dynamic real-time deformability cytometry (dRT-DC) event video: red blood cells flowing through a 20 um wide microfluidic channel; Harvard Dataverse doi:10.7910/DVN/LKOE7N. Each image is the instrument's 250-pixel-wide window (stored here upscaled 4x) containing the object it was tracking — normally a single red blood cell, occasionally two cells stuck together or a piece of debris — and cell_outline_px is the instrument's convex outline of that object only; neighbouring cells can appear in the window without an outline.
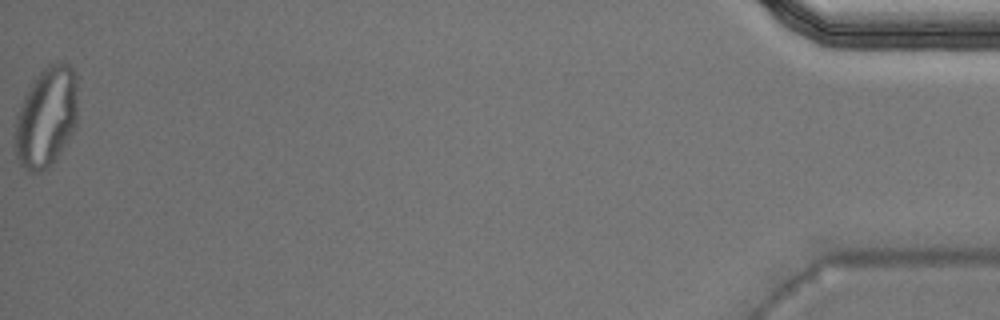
{"species": "Egyptian fruit bat (a non-hibernating species)", "species_latin": "Rousettus aegyptiacus", "temperature_condition": "warm", "stored_images_in_passage": 44, "segment_of_instrument_passage": [2, 2], "camera_frame_rate_fps": 3000, "um_per_image_px": 0.085, "animal": {"sex": "male"}, "frame": {"image": 1, "passage_image": 44, "time_ms": 14.333, "image_size_px": [1000, 320], "cell_outline_px": [[76, 128], [56, 160], [48, 168], [40, 172], [28, 172], [20, 164], [16, 156], [16, 112], [28, 88], [36, 76], [48, 64], [56, 60], [68, 64], [76, 72]], "centroid_in_image_um": [3.95, 9.95], "position_along_channel_um": 431.3, "area_um2": 36.99}}